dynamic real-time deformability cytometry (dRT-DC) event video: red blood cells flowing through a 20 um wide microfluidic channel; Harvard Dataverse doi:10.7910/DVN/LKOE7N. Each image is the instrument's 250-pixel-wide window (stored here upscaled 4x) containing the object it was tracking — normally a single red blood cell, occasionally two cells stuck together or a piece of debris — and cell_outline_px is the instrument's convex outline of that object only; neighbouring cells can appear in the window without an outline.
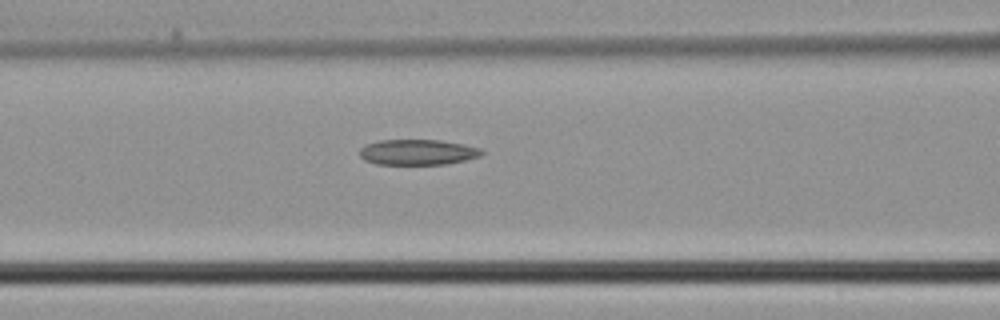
{"species": "common noctule bat (a hibernating species)", "species_latin": "Nyctalus noctula", "temperature_condition": "cold", "stored_images_in_passage": 6, "camera_frame_rate_fps": 3000, "um_per_image_px": 0.085, "animal": {"sex": "male", "body_mass_g": 21.5, "forearm_length_mm": 52.0}, "frame": {"image": 1, "passage_image": 6, "time_ms": 1.667, "image_size_px": [1000, 320], "cell_outline_px": [[484, 152], [480, 156], [464, 160], [444, 164], [376, 164], [364, 160], [360, 156], [360, 148], [364, 144], [380, 140], [440, 140], [464, 144], [480, 148]], "centroid_in_image_um": [35.47, 12.93], "position_along_channel_um": 131.1, "area_um2": 18.15}}